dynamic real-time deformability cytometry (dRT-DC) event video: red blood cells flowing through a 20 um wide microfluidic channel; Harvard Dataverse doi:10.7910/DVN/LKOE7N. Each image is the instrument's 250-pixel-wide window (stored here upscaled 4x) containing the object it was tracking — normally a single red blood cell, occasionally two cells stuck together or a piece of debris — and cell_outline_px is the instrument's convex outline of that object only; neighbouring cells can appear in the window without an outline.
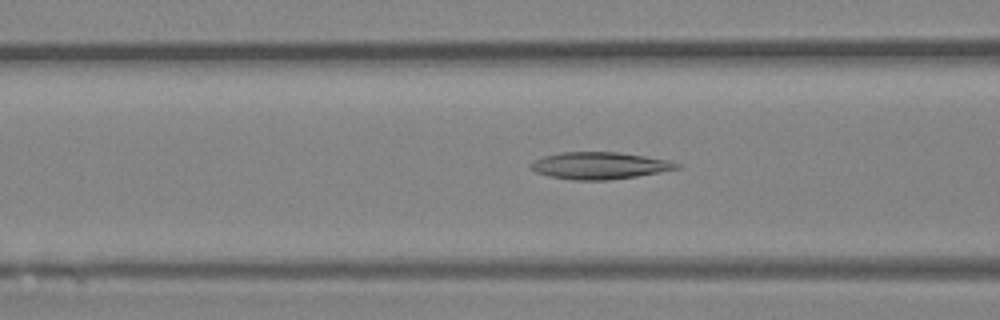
{"species": "Egyptian fruit bat (a non-hibernating species)", "species_latin": "Rousettus aegyptiacus", "temperature_condition": "room temperature", "stored_images_in_passage": 45, "camera_frame_rate_fps": 3000, "um_per_image_px": 0.085, "animal": {"sex": "female"}, "frame": {"image": 1, "passage_image": 17, "time_ms": 5.333, "image_size_px": [1000, 320], "cell_outline_px": [[680, 168], [660, 172], [636, 176], [608, 180], [572, 180], [548, 176], [536, 172], [528, 168], [528, 164], [532, 160], [544, 156], [560, 152], [616, 152], [644, 156], [668, 160], [680, 164]], "centroid_in_image_um": [50.89, 14.08], "position_along_channel_um": 115.7, "area_um2": 23.06}}
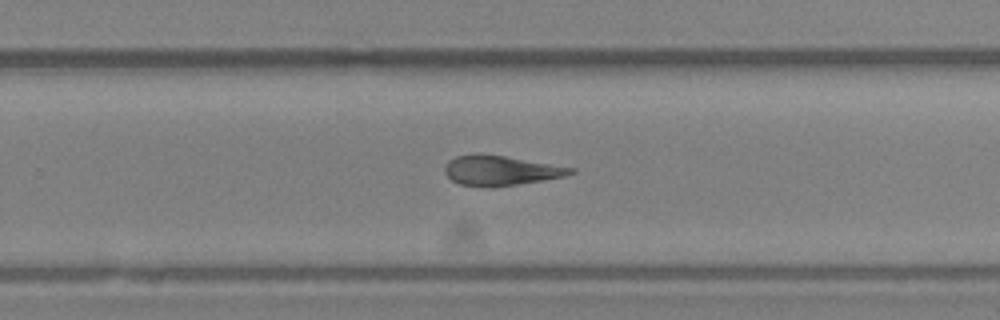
{"frame": {"image": 2, "passage_image": 29, "time_ms": 9.333, "image_size_px": [1000, 320], "cell_outline_px": [[576, 172], [564, 176], [492, 188], [488, 188], [460, 184], [452, 180], [444, 172], [444, 168], [448, 160], [456, 156], [504, 156], [576, 168]], "centroid_in_image_um": [42.56, 14.53], "position_along_channel_um": 287.2, "area_um2": 21.27}}
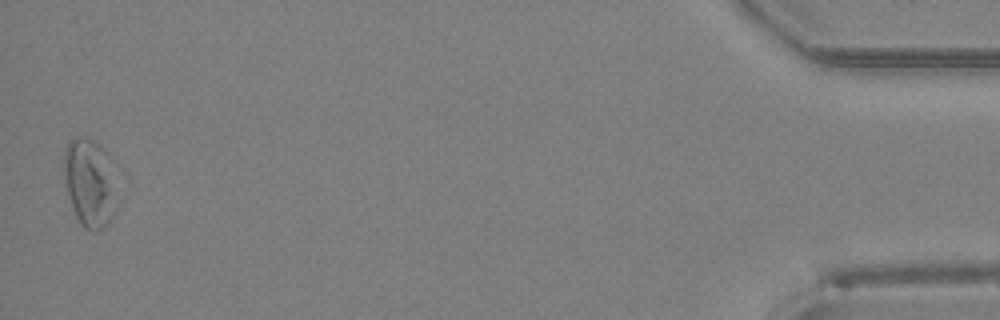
{"frame": {"image": 3, "passage_image": 45, "time_ms": 14.667, "image_size_px": [1000, 320], "cell_outline_px": [[112, 212], [108, 220], [96, 232], [92, 232], [84, 228], [80, 224], [76, 216], [64, 180], [64, 148], [68, 140], [76, 136], [84, 136], [100, 144], [108, 152]], "centroid_in_image_um": [7.5, 15.44], "position_along_channel_um": 427.7, "area_um2": 25.89}, "authors_computed_cell_mechanics": {"area_um2": 23.2356, "velocity_mm_per_s": 4.3121, "shape_relaxation_time_tau1_ms": 9.6405, "shape_relaxation_time_tau2_ms": 4.0393, "deformation_change_tau1": 0.2296, "deformation_change_tau2": 0.1554}}